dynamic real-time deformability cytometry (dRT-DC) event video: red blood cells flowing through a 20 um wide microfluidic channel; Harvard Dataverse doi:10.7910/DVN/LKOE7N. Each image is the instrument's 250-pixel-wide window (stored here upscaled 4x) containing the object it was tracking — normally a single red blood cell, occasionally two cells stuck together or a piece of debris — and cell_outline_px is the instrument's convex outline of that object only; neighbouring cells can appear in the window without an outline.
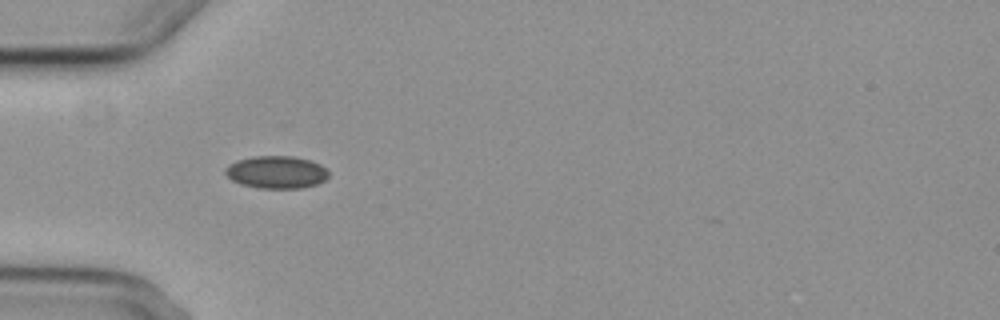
{"species": "common noctule bat (a hibernating species)", "species_latin": "Nyctalus noctula", "temperature_condition": "cold", "stored_images_in_passage": 2, "camera_frame_rate_fps": 3000, "um_per_image_px": 0.085, "animal": {"sex": "female", "body_mass_g": 29.2, "forearm_length_mm": 56.3}, "frame": {"image": 1, "passage_image": 1, "time_ms": 0.0, "image_size_px": [1000, 320], "cell_outline_px": [[328, 176], [324, 180], [316, 184], [304, 188], [256, 188], [240, 184], [232, 180], [224, 172], [224, 168], [228, 164], [236, 160], [252, 156], [292, 156], [312, 160], [320, 164], [328, 172]], "centroid_in_image_um": [23.46, 14.63], "position_along_channel_um": 61.5, "area_um2": 19.77}}